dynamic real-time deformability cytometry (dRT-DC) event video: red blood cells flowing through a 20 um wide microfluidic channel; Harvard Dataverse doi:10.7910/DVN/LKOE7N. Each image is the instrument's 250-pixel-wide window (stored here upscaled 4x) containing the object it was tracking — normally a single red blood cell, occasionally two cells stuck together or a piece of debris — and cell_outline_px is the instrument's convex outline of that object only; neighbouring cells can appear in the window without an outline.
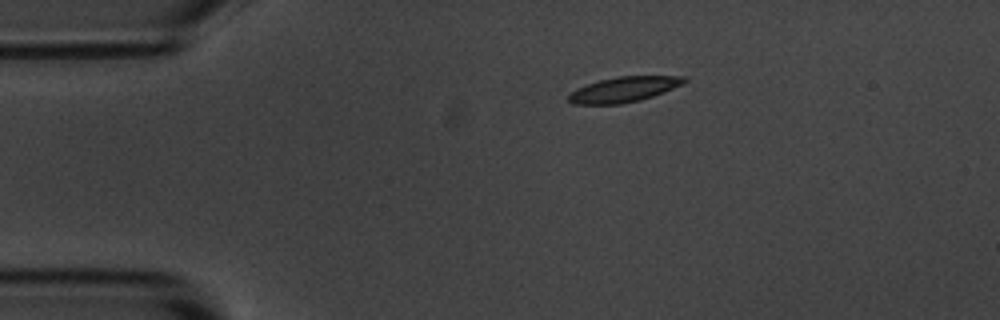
{"species": "common noctule bat (a hibernating species)", "species_latin": "Nyctalus noctula", "temperature_condition": "room temperature", "stored_images_in_passage": 3, "camera_frame_rate_fps": 3000, "um_per_image_px": 0.085, "animal": {"sex": "male", "body_mass_g": 20.1, "forearm_length_mm": 53.5}, "frame": {"image": 1, "passage_image": 1, "time_ms": 0.0, "image_size_px": [1000, 320], "cell_outline_px": [[688, 80], [664, 92], [640, 100], [620, 104], [572, 104], [568, 100], [568, 96], [576, 88], [600, 80], [616, 76], [688, 76]], "centroid_in_image_um": [53.01, 7.6], "position_along_channel_um": 32.0, "area_um2": 16.88}}
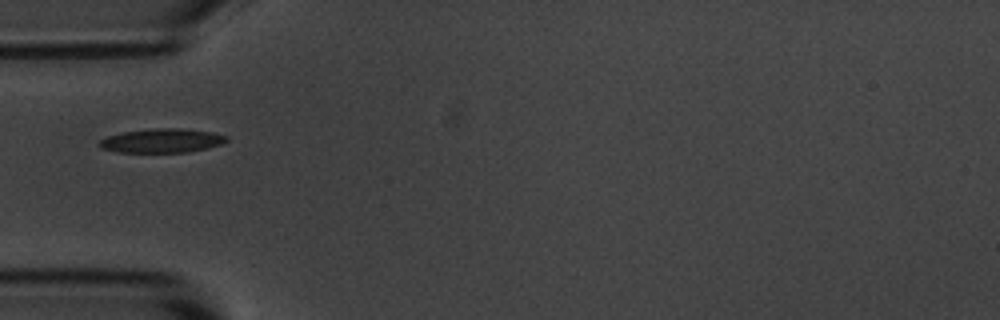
{"frame": {"image": 2, "passage_image": 3, "time_ms": 2.333, "image_size_px": [1000, 320], "cell_outline_px": [[228, 140], [220, 144], [208, 148], [188, 152], [116, 152], [100, 148], [96, 144], [100, 140], [108, 136], [120, 132], [152, 128], [180, 128], [212, 132], [228, 136]], "centroid_in_image_um": [13.72, 11.95], "position_along_channel_um": 71.3, "area_um2": 17.98}}